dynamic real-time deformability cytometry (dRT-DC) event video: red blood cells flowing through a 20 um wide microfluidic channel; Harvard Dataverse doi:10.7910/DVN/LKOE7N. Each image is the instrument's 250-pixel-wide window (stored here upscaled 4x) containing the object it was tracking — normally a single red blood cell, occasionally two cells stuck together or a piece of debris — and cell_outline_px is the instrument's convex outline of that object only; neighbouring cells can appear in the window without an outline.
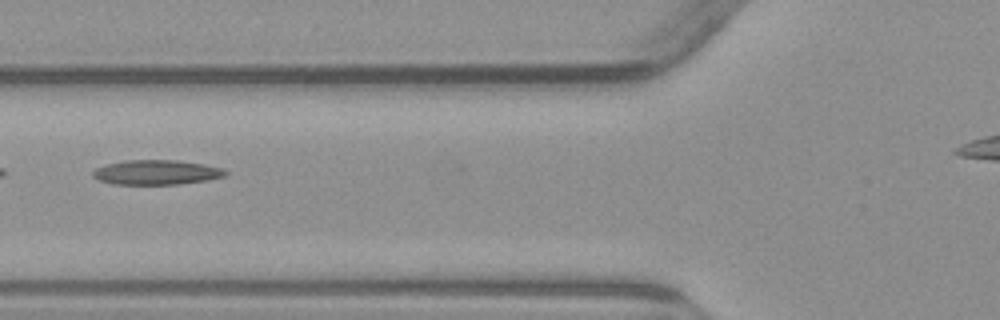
{"species": "common noctule bat (a hibernating species)", "species_latin": "Nyctalus noctula", "temperature_condition": "warm", "stored_images_in_passage": 8, "camera_frame_rate_fps": 3000, "um_per_image_px": 0.085, "animal": {"sex": "male", "body_mass_g": 23.1, "forearm_length_mm": 52.7}, "frame": {"image": 1, "passage_image": 6, "time_ms": 6.0, "image_size_px": [1000, 320], "cell_outline_px": [[228, 172], [224, 176], [204, 180], [176, 184], [112, 184], [100, 180], [92, 176], [92, 172], [96, 168], [108, 164], [124, 160], [180, 160], [204, 164], [224, 168]], "centroid_in_image_um": [13.3, 14.64], "position_along_channel_um": 112.5, "area_um2": 18.96}}
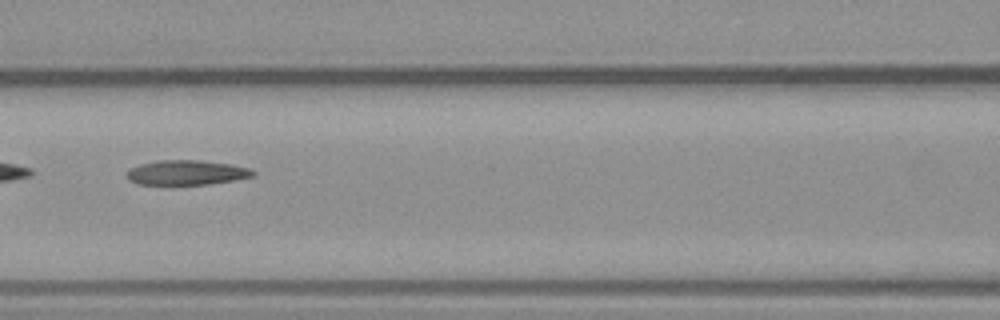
{"frame": {"image": 2, "passage_image": 7, "time_ms": 7.0, "image_size_px": [1000, 320], "cell_outline_px": [[256, 176], [208, 184], [140, 184], [128, 180], [128, 168], [140, 164], [156, 160], [200, 160], [232, 164], [248, 168], [256, 172]], "centroid_in_image_um": [15.86, 14.65], "position_along_channel_um": 150.7, "area_um2": 18.15}}
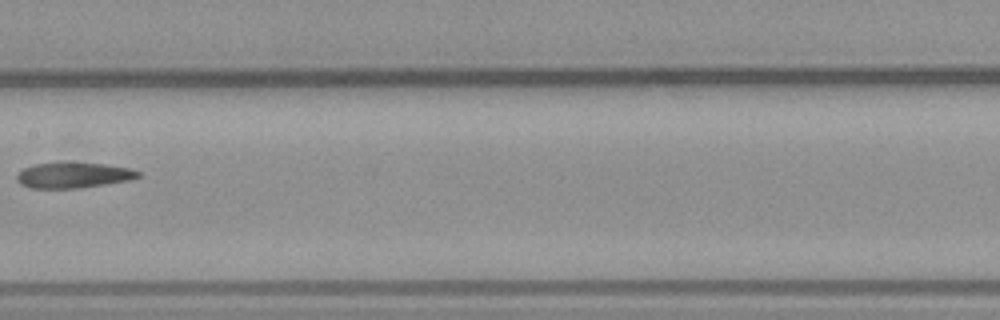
{"frame": {"image": 3, "passage_image": 8, "time_ms": 8.333, "image_size_px": [1000, 320], "cell_outline_px": [[140, 176], [128, 180], [80, 188], [28, 188], [20, 184], [16, 180], [16, 176], [24, 168], [32, 164], [104, 164], [132, 168], [140, 172]], "centroid_in_image_um": [6.22, 14.91], "position_along_channel_um": 201.2, "area_um2": 17.63}}